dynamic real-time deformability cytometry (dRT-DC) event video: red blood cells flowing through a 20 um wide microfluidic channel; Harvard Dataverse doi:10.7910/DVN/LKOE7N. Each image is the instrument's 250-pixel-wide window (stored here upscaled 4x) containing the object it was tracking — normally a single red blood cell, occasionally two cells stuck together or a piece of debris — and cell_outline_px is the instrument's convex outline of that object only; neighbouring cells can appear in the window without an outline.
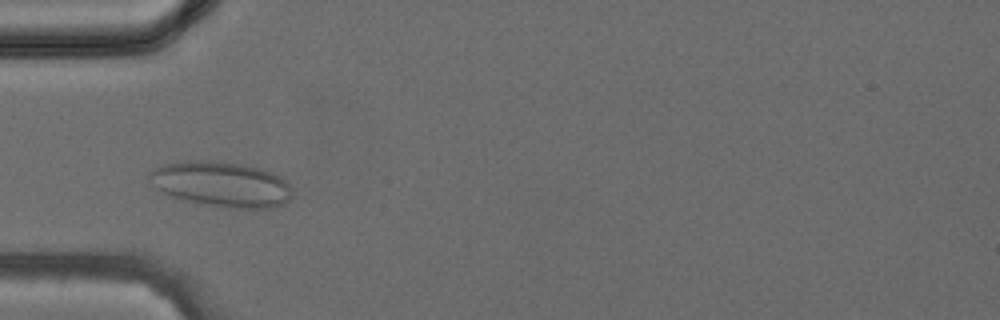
{"species": "common noctule bat (a hibernating species)", "species_latin": "Nyctalus noctula", "temperature_condition": "cold", "stored_images_in_passage": 33, "camera_frame_rate_fps": 3000, "um_per_image_px": 0.085, "animal": {"sex": "female", "body_mass_g": 24.6, "forearm_length_mm": 56.2}, "frame": {"image": 1, "passage_image": 6, "time_ms": 1.667, "image_size_px": [1000, 320], "cell_outline_px": [[292, 196], [284, 204], [272, 208], [228, 208], [208, 204], [172, 196], [156, 188], [148, 180], [148, 172], [164, 164], [184, 160], [208, 160], [240, 164], [256, 168], [280, 176], [292, 188]], "centroid_in_image_um": [18.81, 15.65], "position_along_channel_um": 66.2, "area_um2": 37.34}}
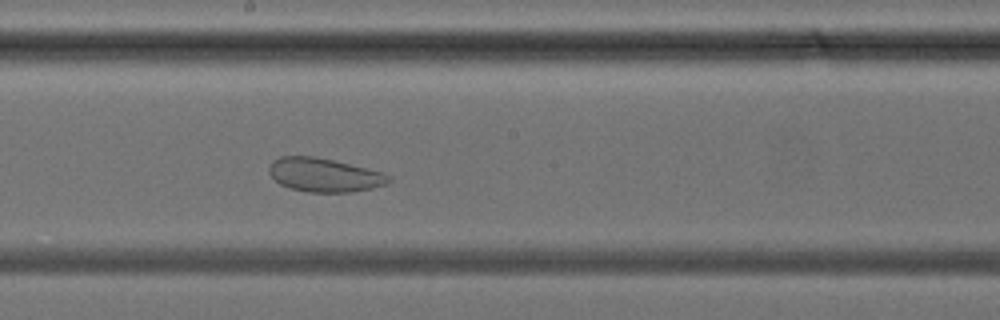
{"frame": {"image": 2, "passage_image": 15, "time_ms": 4.667, "image_size_px": [1000, 320], "cell_outline_px": [[392, 180], [388, 184], [372, 188], [348, 192], [308, 192], [288, 188], [280, 184], [268, 172], [268, 168], [272, 160], [280, 156], [316, 156], [380, 172], [392, 176]], "centroid_in_image_um": [27.53, 14.87], "position_along_channel_um": 220.7, "area_um2": 23.47}}
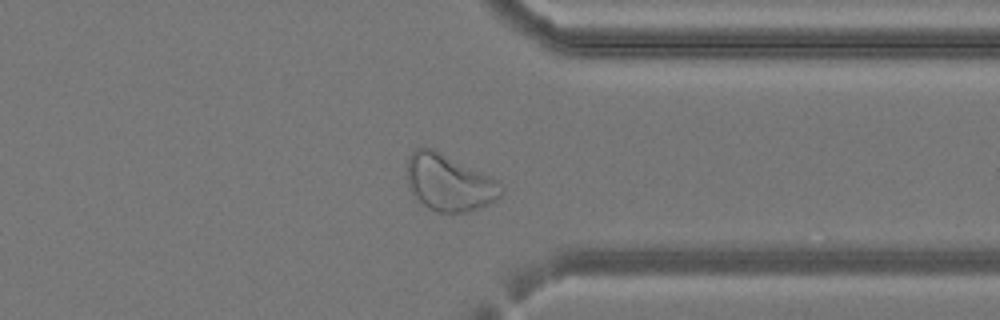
{"frame": {"image": 3, "passage_image": 24, "time_ms": 7.667, "image_size_px": [1000, 320], "cell_outline_px": [[504, 192], [496, 200], [488, 204], [464, 212], [436, 212], [428, 208], [412, 192], [408, 184], [408, 156], [416, 148], [436, 148], [492, 176], [504, 188]], "centroid_in_image_um": [38.2, 15.49], "position_along_channel_um": 373.2, "area_um2": 31.15}}